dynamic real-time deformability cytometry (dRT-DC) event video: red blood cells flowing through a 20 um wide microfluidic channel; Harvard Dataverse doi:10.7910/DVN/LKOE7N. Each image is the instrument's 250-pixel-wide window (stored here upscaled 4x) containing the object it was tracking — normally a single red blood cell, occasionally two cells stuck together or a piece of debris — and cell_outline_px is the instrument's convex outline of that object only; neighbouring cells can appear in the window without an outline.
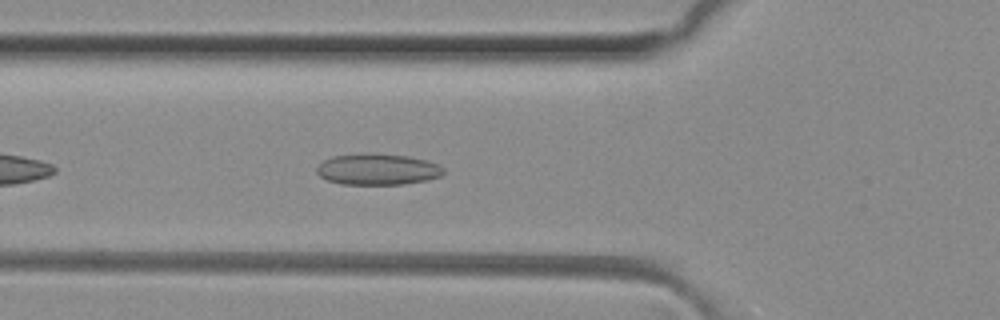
{"species": "common noctule bat (a hibernating species)", "species_latin": "Nyctalus noctula", "temperature_condition": "room temperature", "stored_images_in_passage": 37, "camera_frame_rate_fps": 3000, "um_per_image_px": 0.085, "animal": {"sex": "female", "body_mass_g": 29.2, "forearm_length_mm": 56.3}, "frame": {"image": 1, "passage_image": 6, "time_ms": 1.667, "image_size_px": [1000, 320], "cell_outline_px": [[444, 172], [440, 176], [428, 180], [404, 184], [340, 184], [328, 180], [320, 176], [316, 172], [316, 168], [324, 160], [332, 156], [360, 152], [364, 152], [408, 156], [428, 160], [440, 164], [444, 168]], "centroid_in_image_um": [32.11, 14.37], "position_along_channel_um": 93.7, "area_um2": 23.41}}
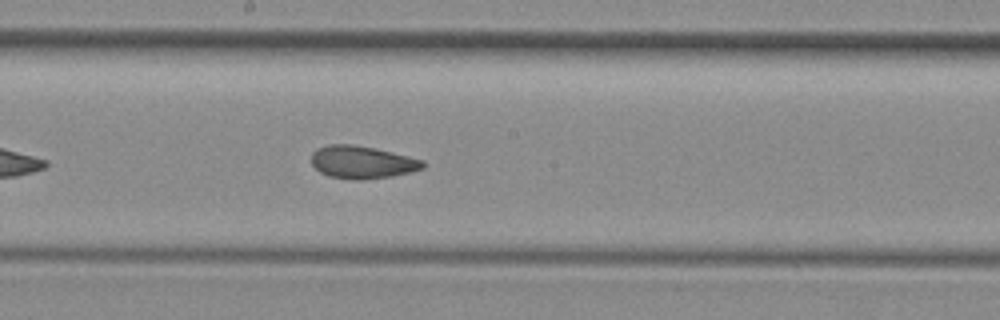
{"frame": {"image": 2, "passage_image": 15, "time_ms": 4.667, "image_size_px": [1000, 320], "cell_outline_px": [[424, 168], [412, 172], [392, 176], [360, 180], [356, 180], [328, 176], [320, 172], [312, 164], [312, 152], [316, 148], [328, 144], [352, 144], [376, 148], [424, 160]], "centroid_in_image_um": [30.78, 13.78], "position_along_channel_um": 217.4, "area_um2": 21.33}}
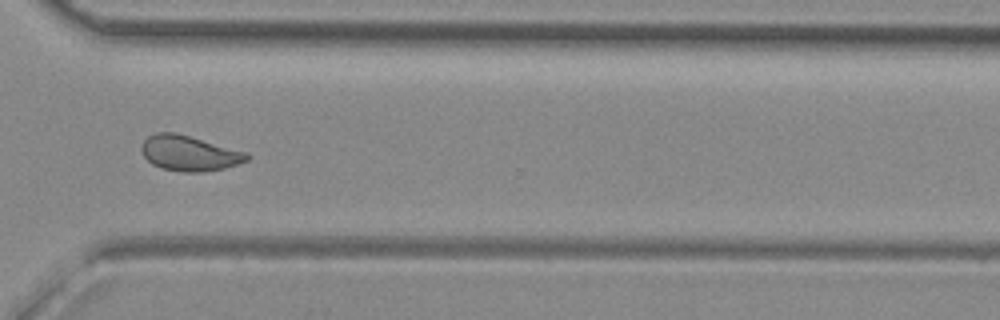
{"frame": {"image": 3, "passage_image": 25, "time_ms": 8.0, "image_size_px": [1000, 320], "cell_outline_px": [[252, 156], [248, 160], [224, 168], [204, 172], [184, 172], [160, 168], [152, 164], [144, 156], [140, 148], [140, 144], [148, 136], [156, 132], [176, 132], [248, 152]], "centroid_in_image_um": [16.09, 13.02], "position_along_channel_um": 354.5, "area_um2": 21.91}, "authors_computed_cell_mechanics": {"area_um2": 21.3282, "velocity_mm_per_s": 4.114, "shape_relaxation_time_tau1_ms": null, "shape_relaxation_time_tau2_ms": 1.7476, "deformation_change_tau1": null, "deformation_change_tau2": 0.0734}}